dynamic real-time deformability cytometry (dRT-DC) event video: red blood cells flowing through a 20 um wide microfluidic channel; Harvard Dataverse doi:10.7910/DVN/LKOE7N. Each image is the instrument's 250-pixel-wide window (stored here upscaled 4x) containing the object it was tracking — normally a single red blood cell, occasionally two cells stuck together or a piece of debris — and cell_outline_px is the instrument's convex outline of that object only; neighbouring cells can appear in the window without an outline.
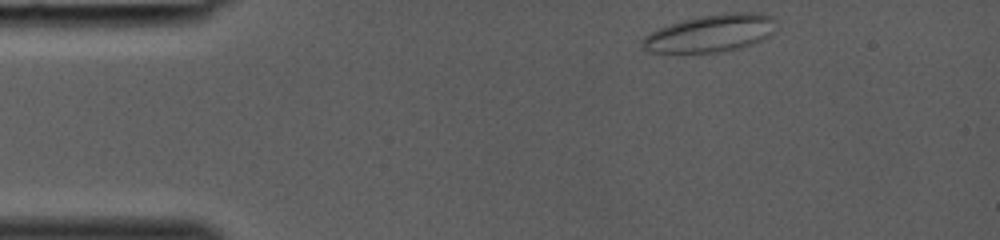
{"species": "common noctule bat (a hibernating species)", "species_latin": "Nyctalus noctula", "temperature_condition": "room temperature", "stored_images_in_passage": 29, "camera_frame_rate_fps": 3000, "um_per_image_px": 0.085, "animal": {"sex": "female", "body_mass_g": 19.0, "forearm_length_mm": 53.3}, "frame": {"image": 1, "passage_image": 1, "time_ms": 0.0, "image_size_px": [1000, 240], "cell_outline_px": [[772, 32], [768, 36], [752, 44], [740, 48], [720, 52], [648, 52], [640, 44], [640, 40], [644, 36], [660, 28], [680, 20], [700, 16], [724, 12], [756, 12], [772, 16]], "centroid_in_image_um": [60.35, 2.82], "position_along_channel_um": 24.7, "area_um2": 28.96}}
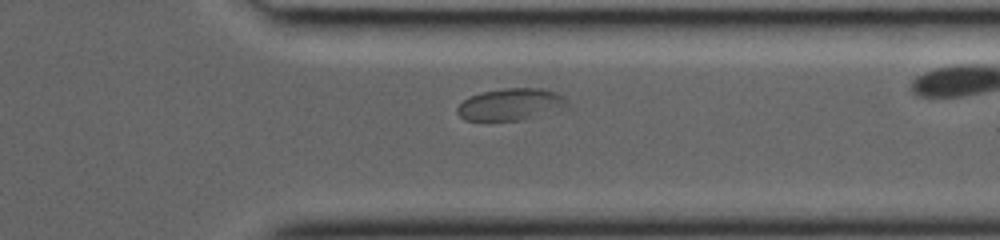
{"frame": {"image": 2, "passage_image": 26, "time_ms": 8.333, "image_size_px": [1000, 240], "cell_outline_px": [[572, 108], [520, 120], [464, 120], [456, 112], [456, 108], [468, 96], [484, 92], [504, 88], [540, 88], [556, 92], [564, 96], [572, 104]], "centroid_in_image_um": [43.51, 8.87], "position_along_channel_um": 367.9, "area_um2": 20.87}}